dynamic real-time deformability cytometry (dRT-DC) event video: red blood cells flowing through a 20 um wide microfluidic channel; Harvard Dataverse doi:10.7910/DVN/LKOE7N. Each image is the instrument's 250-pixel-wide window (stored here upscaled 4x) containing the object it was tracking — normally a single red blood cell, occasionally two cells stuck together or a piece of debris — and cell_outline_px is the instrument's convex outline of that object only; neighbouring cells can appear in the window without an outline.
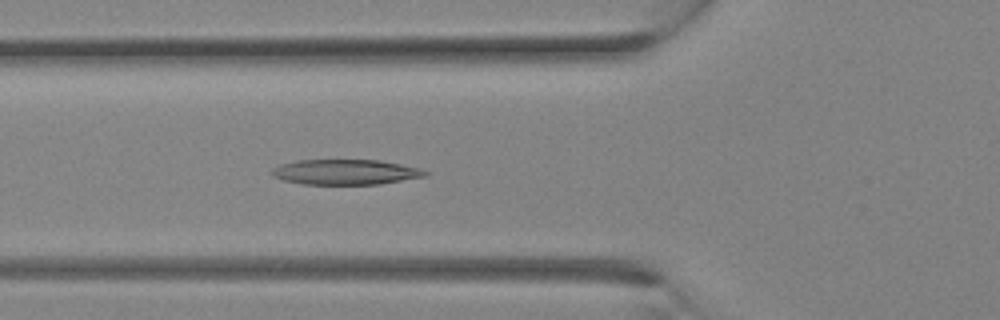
{"species": "Egyptian fruit bat (a non-hibernating species)", "species_latin": "Rousettus aegyptiacus", "temperature_condition": "room temperature", "stored_images_in_passage": 11, "camera_frame_rate_fps": 3000, "um_per_image_px": 0.085, "animal": {"sex": "female"}, "frame": {"image": 1, "passage_image": 11, "time_ms": 3.333, "image_size_px": [1000, 320], "cell_outline_px": [[432, 172], [428, 176], [380, 184], [304, 184], [284, 180], [272, 176], [272, 168], [280, 164], [296, 160], [380, 160], [420, 168]], "centroid_in_image_um": [29.41, 14.62], "position_along_channel_um": 96.4, "area_um2": 22.66}}